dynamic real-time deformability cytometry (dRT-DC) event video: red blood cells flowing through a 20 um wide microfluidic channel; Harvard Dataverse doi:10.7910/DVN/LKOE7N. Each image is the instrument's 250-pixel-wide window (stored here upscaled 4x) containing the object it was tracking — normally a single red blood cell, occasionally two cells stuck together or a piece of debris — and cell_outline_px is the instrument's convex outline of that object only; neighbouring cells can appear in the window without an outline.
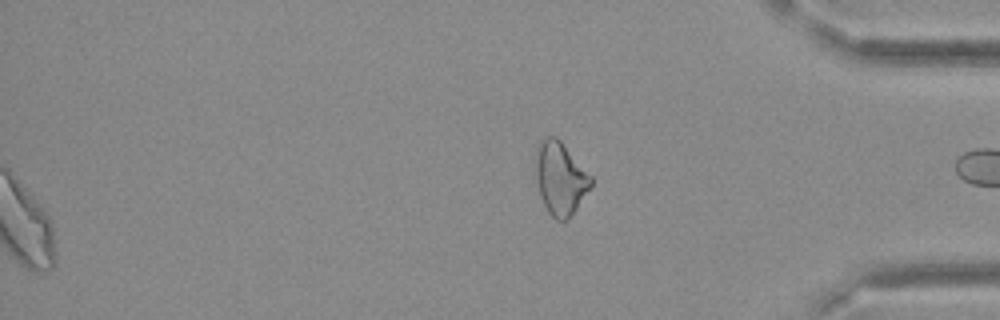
{"species": "Egyptian fruit bat (a non-hibernating species)", "species_latin": "Rousettus aegyptiacus", "temperature_condition": "cold", "stored_images_in_passage": 41, "segment_of_instrument_passage": [2, 2], "camera_frame_rate_fps": 3000, "um_per_image_px": 0.085, "frame": {"image": 1, "passage_image": 41, "time_ms": 13.333, "image_size_px": [1000, 320], "cell_outline_px": [[592, 184], [568, 220], [556, 220], [548, 212], [540, 196], [536, 180], [536, 148], [540, 140], [548, 136], [556, 136], [560, 140], [592, 176]], "centroid_in_image_um": [47.61, 15.14], "position_along_channel_um": 387.6, "area_um2": 23.29}}